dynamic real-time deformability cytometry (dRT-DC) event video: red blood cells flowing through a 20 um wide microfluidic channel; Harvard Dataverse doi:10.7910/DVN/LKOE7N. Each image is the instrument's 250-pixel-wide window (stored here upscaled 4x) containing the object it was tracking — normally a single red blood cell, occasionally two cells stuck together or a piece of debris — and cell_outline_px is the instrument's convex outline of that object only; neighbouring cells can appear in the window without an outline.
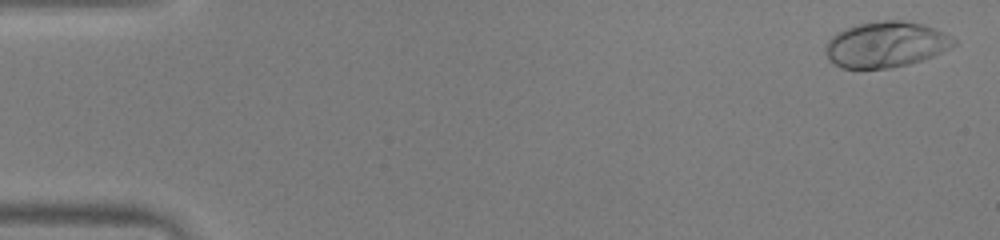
{"species": "human", "species_latin": "Homo sapiens", "temperature_condition": "warm", "stored_images_in_passage": 52, "camera_frame_rate_fps": 3000, "um_per_image_px": 0.085, "donor": {"sex": "male"}, "frame": {"image": 1, "passage_image": 2, "time_ms": 0.333, "image_size_px": [1000, 240], "cell_outline_px": [[956, 44], [932, 56], [908, 64], [888, 68], [840, 68], [828, 60], [824, 48], [828, 40], [836, 32], [844, 28], [876, 20], [900, 20], [924, 24], [952, 36], [956, 40]], "centroid_in_image_um": [75.25, 3.77], "position_along_channel_um": 9.7, "area_um2": 34.22}}
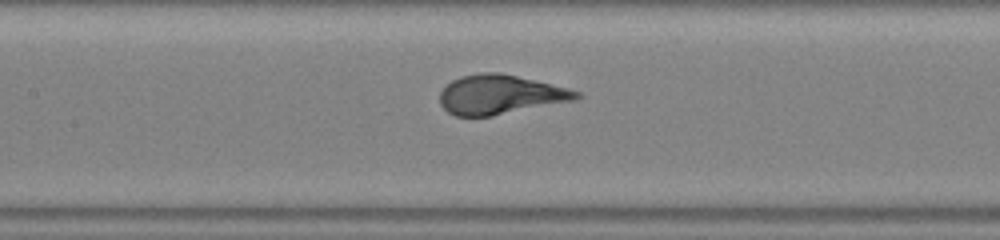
{"frame": {"image": 2, "passage_image": 25, "time_ms": 8.0, "image_size_px": [1000, 240], "cell_outline_px": [[584, 96], [576, 100], [492, 116], [456, 116], [448, 112], [440, 104], [440, 92], [452, 80], [460, 76], [480, 72], [500, 72], [568, 88], [580, 92]], "centroid_in_image_um": [42.53, 8.04], "position_along_channel_um": 164.9, "area_um2": 31.33}}
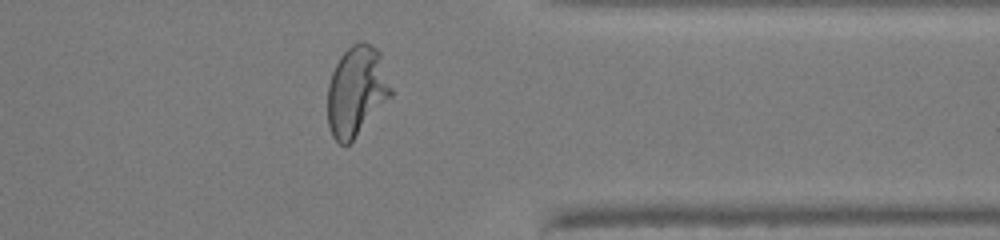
{"frame": {"image": 3, "passage_image": 42, "time_ms": 13.667, "image_size_px": [1000, 240], "cell_outline_px": [[392, 96], [352, 140], [348, 144], [340, 144], [332, 136], [328, 124], [328, 84], [332, 72], [340, 56], [352, 44], [360, 40], [364, 40], [372, 44], [380, 52], [392, 88]], "centroid_in_image_um": [30.31, 7.7], "position_along_channel_um": 381.1, "area_um2": 33.23}}